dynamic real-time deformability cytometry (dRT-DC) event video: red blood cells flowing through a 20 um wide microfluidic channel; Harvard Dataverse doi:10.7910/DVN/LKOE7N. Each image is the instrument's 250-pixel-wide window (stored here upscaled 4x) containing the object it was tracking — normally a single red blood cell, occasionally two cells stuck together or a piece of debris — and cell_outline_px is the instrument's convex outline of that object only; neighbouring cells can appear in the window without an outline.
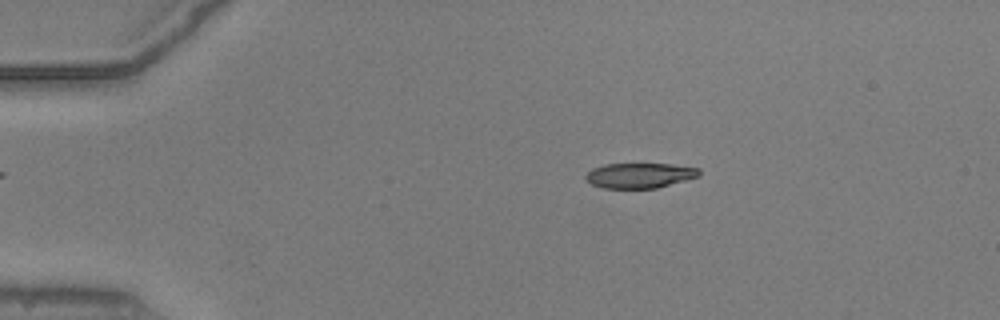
{"species": "common noctule bat (a hibernating species)", "species_latin": "Nyctalus noctula", "temperature_condition": "warm", "stored_images_in_passage": 49, "camera_frame_rate_fps": 3000, "um_per_image_px": 0.085, "animal": {"sex": "male", "body_mass_g": 20.5, "forearm_length_mm": 52.5}, "frame": {"image": 1, "passage_image": 7, "time_ms": 2.0, "image_size_px": [1000, 320], "cell_outline_px": [[700, 176], [656, 188], [604, 188], [592, 184], [584, 180], [584, 176], [592, 168], [604, 164], [672, 164], [700, 168]], "centroid_in_image_um": [54.35, 14.91], "position_along_channel_um": 30.6, "area_um2": 16.65}}
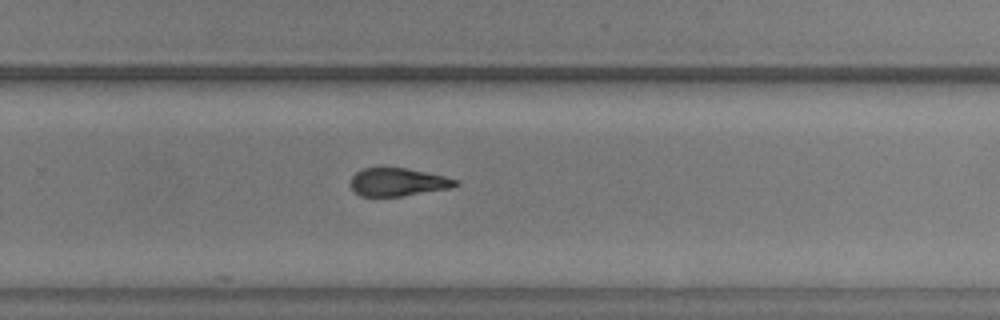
{"frame": {"image": 2, "passage_image": 32, "time_ms": 10.333, "image_size_px": [1000, 320], "cell_outline_px": [[460, 184], [452, 188], [400, 196], [360, 196], [352, 188], [352, 176], [356, 172], [364, 168], [384, 164], [408, 168], [428, 172], [444, 176], [456, 180]], "centroid_in_image_um": [33.81, 15.42], "position_along_channel_um": 296.0, "area_um2": 17.63}}
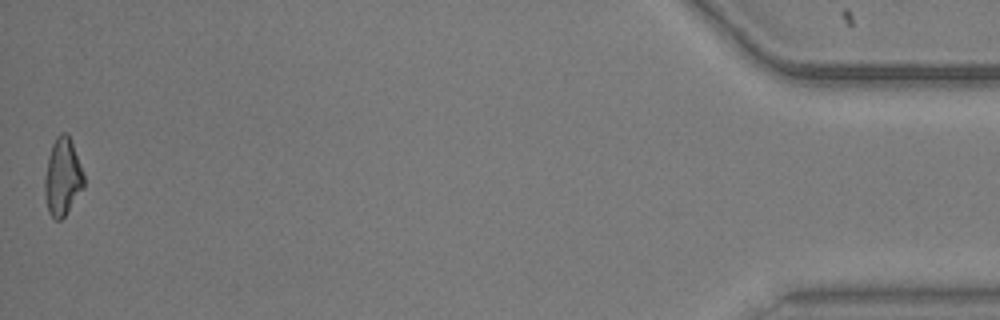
{"frame": {"image": 3, "passage_image": 49, "time_ms": 16.0, "image_size_px": [1000, 320], "cell_outline_px": [[84, 188], [64, 216], [60, 220], [56, 220], [48, 212], [44, 192], [44, 180], [48, 156], [52, 144], [56, 136], [60, 132], [68, 132], [84, 172]], "centroid_in_image_um": [5.32, 15.01], "position_along_channel_um": 429.9, "area_um2": 17.86}, "authors_computed_cell_mechanics": {"area_um2": 18.1492, "velocity_mm_per_s": 3.9155, "shape_relaxation_time_tau1_ms": 4.6812, "shape_relaxation_time_tau2_ms": 2.6631, "deformation_change_tau1": 0.159, "deformation_change_tau2": 0.108}}